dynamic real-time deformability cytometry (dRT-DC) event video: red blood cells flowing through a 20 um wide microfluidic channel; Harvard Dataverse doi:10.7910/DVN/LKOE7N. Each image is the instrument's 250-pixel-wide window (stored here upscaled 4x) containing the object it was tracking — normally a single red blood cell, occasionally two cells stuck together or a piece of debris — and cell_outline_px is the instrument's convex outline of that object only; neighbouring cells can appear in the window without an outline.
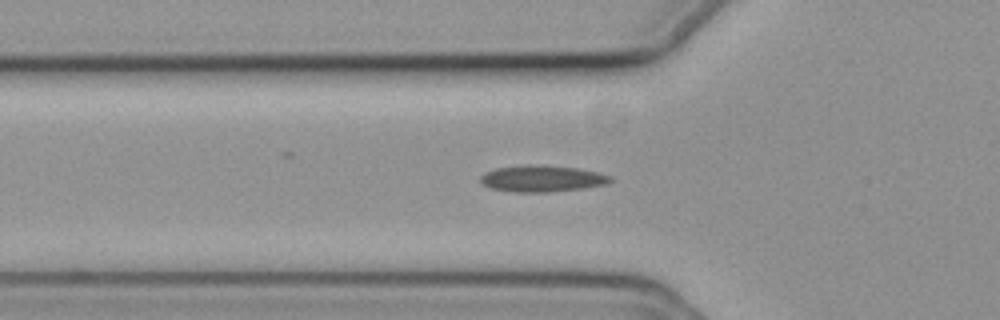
{"species": "common noctule bat (a hibernating species)", "species_latin": "Nyctalus noctula", "temperature_condition": "cold", "stored_images_in_passage": 46, "camera_frame_rate_fps": 3000, "um_per_image_px": 0.085, "animal": {"sex": "female", "body_mass_g": 19.3, "forearm_length_mm": 54.1}, "frame": {"image": 1, "passage_image": 14, "time_ms": 4.333, "image_size_px": [1000, 320], "cell_outline_px": [[612, 180], [608, 184], [584, 188], [548, 192], [512, 192], [488, 188], [480, 184], [480, 176], [484, 172], [496, 168], [576, 168], [596, 172], [612, 176]], "centroid_in_image_um": [46.06, 15.25], "position_along_channel_um": 79.7, "area_um2": 19.02}}
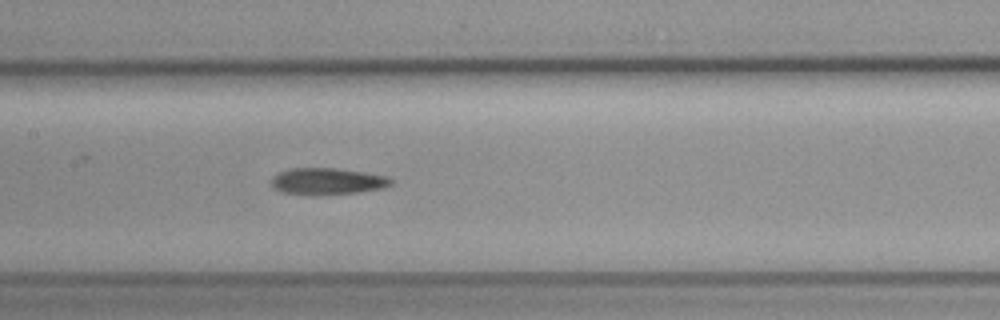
{"frame": {"image": 2, "passage_image": 22, "time_ms": 7.0, "image_size_px": [1000, 320], "cell_outline_px": [[392, 184], [384, 188], [356, 192], [320, 196], [312, 196], [284, 192], [272, 188], [272, 176], [288, 168], [336, 168], [364, 172], [388, 176], [392, 180]], "centroid_in_image_um": [27.81, 15.42], "position_along_channel_um": 179.6, "area_um2": 18.84}}
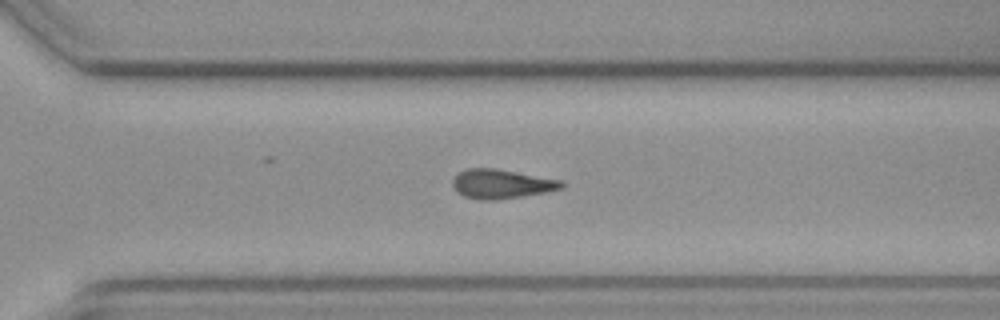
{"frame": {"image": 3, "passage_image": 34, "time_ms": 11.0, "image_size_px": [1000, 320], "cell_outline_px": [[564, 188], [544, 192], [496, 200], [480, 200], [464, 196], [456, 192], [452, 188], [452, 180], [460, 172], [468, 168], [496, 168], [564, 180]], "centroid_in_image_um": [42.62, 15.63], "position_along_channel_um": 328.0, "area_um2": 18.67}, "authors_computed_cell_mechanics": {"area_um2": 18.5827, "velocity_mm_per_s": 3.717, "shape_relaxation_time_tau1_ms": 8.3663, "shape_relaxation_time_tau2_ms": null, "deformation_change_tau1": 0.1806, "deformation_change_tau2": null}}